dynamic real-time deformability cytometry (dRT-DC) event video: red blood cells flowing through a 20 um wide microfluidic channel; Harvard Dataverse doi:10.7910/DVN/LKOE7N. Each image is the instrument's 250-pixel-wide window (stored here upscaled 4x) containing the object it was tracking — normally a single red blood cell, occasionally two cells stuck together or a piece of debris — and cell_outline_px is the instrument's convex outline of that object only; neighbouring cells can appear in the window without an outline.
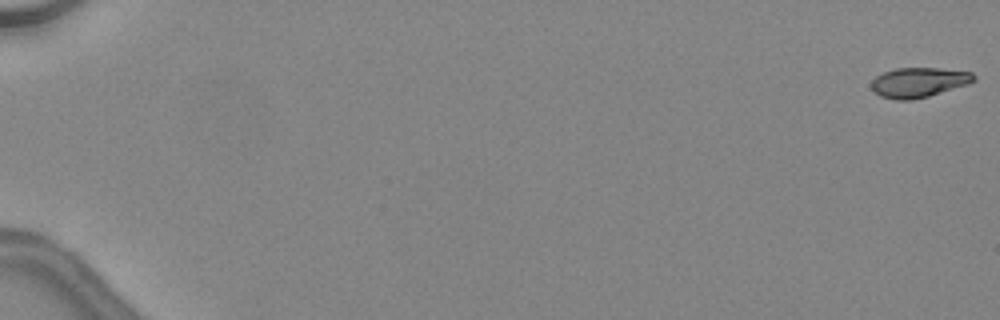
{"species": "common noctule bat (a hibernating species)", "species_latin": "Nyctalus noctula", "temperature_condition": "warm", "stored_images_in_passage": 17, "camera_frame_rate_fps": 3000, "um_per_image_px": 0.085, "animal": {"sex": "female", "body_mass_g": 24.6, "forearm_length_mm": 56.2}, "frame": {"image": 1, "passage_image": 1, "time_ms": 0.0, "image_size_px": [1000, 320], "cell_outline_px": [[976, 80], [968, 84], [928, 96], [912, 100], [896, 100], [880, 96], [872, 88], [872, 80], [876, 76], [884, 72], [896, 68], [940, 68], [972, 72], [976, 76]], "centroid_in_image_um": [78.11, 6.99], "position_along_channel_um": 6.9, "area_um2": 17.74}}
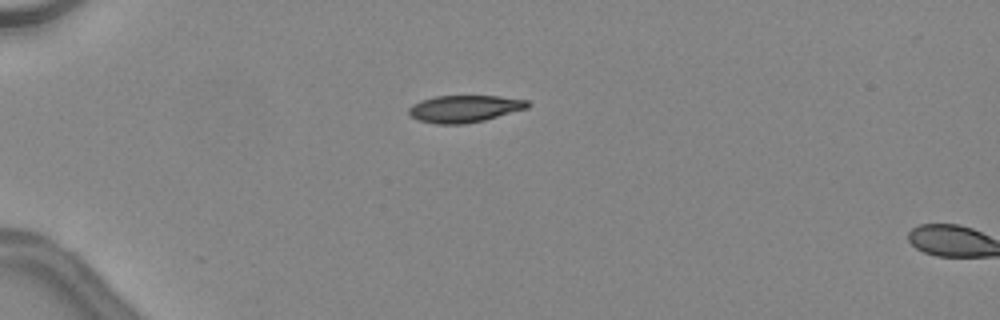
{"frame": {"image": 2, "passage_image": 15, "time_ms": 4.667, "image_size_px": [1000, 320], "cell_outline_px": [[532, 104], [528, 108], [484, 120], [464, 124], [436, 124], [416, 120], [408, 112], [408, 108], [412, 104], [420, 100], [436, 96], [500, 96], [528, 100]], "centroid_in_image_um": [39.48, 9.24], "position_along_channel_um": 45.5, "area_um2": 18.9}}